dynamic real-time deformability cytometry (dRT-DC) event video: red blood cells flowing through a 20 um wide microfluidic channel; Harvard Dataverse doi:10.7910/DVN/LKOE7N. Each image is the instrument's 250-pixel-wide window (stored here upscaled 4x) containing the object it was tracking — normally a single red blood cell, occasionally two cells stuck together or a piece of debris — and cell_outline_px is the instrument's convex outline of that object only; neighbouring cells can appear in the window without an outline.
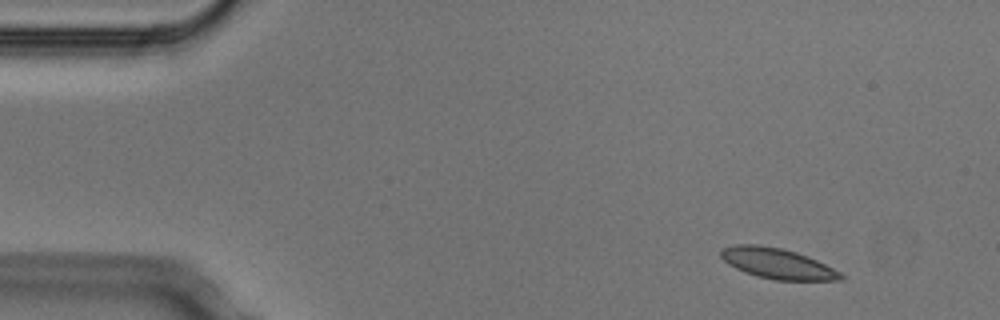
{"species": "Egyptian fruit bat (a non-hibernating species)", "species_latin": "Rousettus aegyptiacus", "temperature_condition": "cold", "stored_images_in_passage": 3, "camera_frame_rate_fps": 3000, "um_per_image_px": 0.085, "animal": {"sex": "male"}, "frame": {"image": 1, "passage_image": 1, "time_ms": 0.0, "image_size_px": [1000, 320], "cell_outline_px": [[844, 280], [776, 280], [756, 276], [744, 272], [728, 264], [720, 256], [720, 248], [736, 244], [756, 244], [780, 248], [796, 252], [808, 256], [840, 272], [844, 276]], "centroid_in_image_um": [66.04, 22.39], "position_along_channel_um": 19.0, "area_um2": 21.27}}
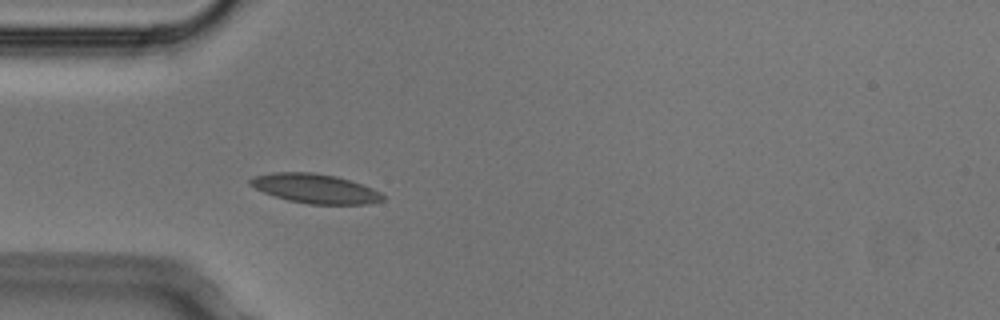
{"frame": {"image": 2, "passage_image": 3, "time_ms": 0.667, "image_size_px": [1000, 320], "cell_outline_px": [[384, 200], [368, 204], [308, 204], [288, 200], [264, 192], [248, 184], [248, 180], [252, 176], [272, 172], [312, 172], [336, 176], [372, 188], [380, 192], [384, 196]], "centroid_in_image_um": [26.76, 16.02], "position_along_channel_um": 58.2, "area_um2": 22.6}}